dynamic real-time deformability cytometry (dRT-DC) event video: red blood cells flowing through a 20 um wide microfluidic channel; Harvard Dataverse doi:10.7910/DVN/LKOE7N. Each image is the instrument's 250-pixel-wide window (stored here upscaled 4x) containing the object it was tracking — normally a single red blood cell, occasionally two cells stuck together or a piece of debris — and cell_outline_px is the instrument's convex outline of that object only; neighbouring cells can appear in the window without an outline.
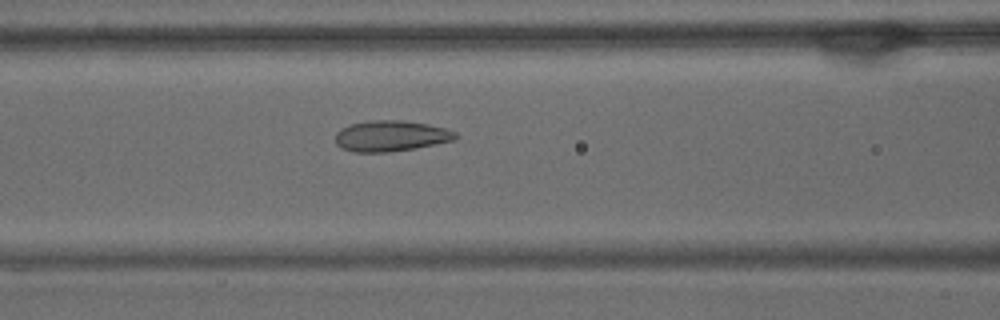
{"species": "common noctule bat (a hibernating species)", "species_latin": "Nyctalus noctula", "temperature_condition": "warm", "stored_images_in_passage": 54, "camera_frame_rate_fps": 3000, "um_per_image_px": 0.085, "animal": {"sex": "male", "body_mass_g": 15.6}, "frame": {"image": 1, "passage_image": 22, "time_ms": 7.0, "image_size_px": [1000, 320], "cell_outline_px": [[460, 136], [452, 140], [416, 148], [388, 152], [352, 152], [340, 148], [336, 144], [336, 132], [340, 128], [348, 124], [368, 120], [404, 120], [428, 124], [444, 128], [456, 132]], "centroid_in_image_um": [33.18, 11.55], "position_along_channel_um": 133.4, "area_um2": 21.79}}
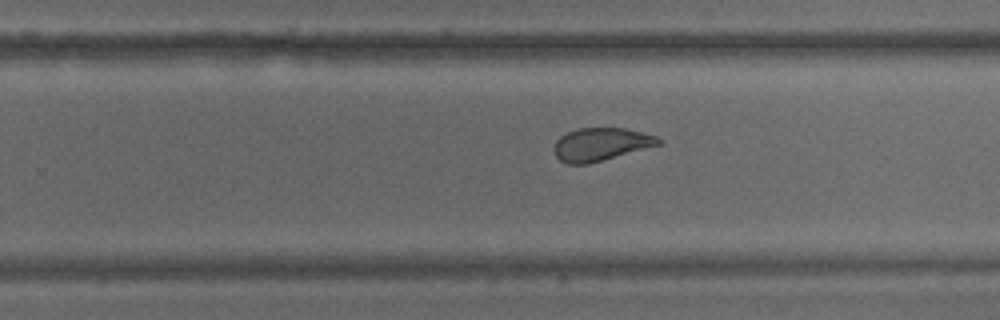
{"frame": {"image": 2, "passage_image": 34, "time_ms": 11.0, "image_size_px": [1000, 320], "cell_outline_px": [[664, 140], [660, 144], [588, 164], [568, 164], [560, 160], [556, 156], [552, 148], [556, 140], [560, 136], [576, 128], [624, 128], [656, 136]], "centroid_in_image_um": [51.03, 12.26], "position_along_channel_um": 278.8, "area_um2": 19.94}}
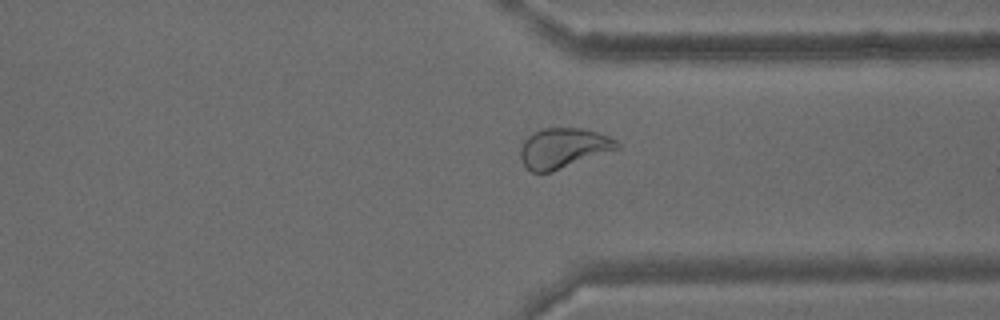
{"frame": {"image": 3, "passage_image": 41, "time_ms": 13.333, "image_size_px": [1000, 320], "cell_outline_px": [[620, 148], [552, 172], [532, 172], [520, 160], [520, 148], [524, 140], [528, 136], [544, 128], [584, 128], [608, 136], [616, 140], [620, 144]], "centroid_in_image_um": [47.88, 12.59], "position_along_channel_um": 363.5, "area_um2": 22.48}, "authors_computed_cell_mechanics": {"area_um2": 24.1604, "velocity_mm_per_s": 3.6415, "shape_relaxation_time_tau1_ms": null, "shape_relaxation_time_tau2_ms": 1.2121, "deformation_change_tau1": null, "deformation_change_tau2": 0.0811}}